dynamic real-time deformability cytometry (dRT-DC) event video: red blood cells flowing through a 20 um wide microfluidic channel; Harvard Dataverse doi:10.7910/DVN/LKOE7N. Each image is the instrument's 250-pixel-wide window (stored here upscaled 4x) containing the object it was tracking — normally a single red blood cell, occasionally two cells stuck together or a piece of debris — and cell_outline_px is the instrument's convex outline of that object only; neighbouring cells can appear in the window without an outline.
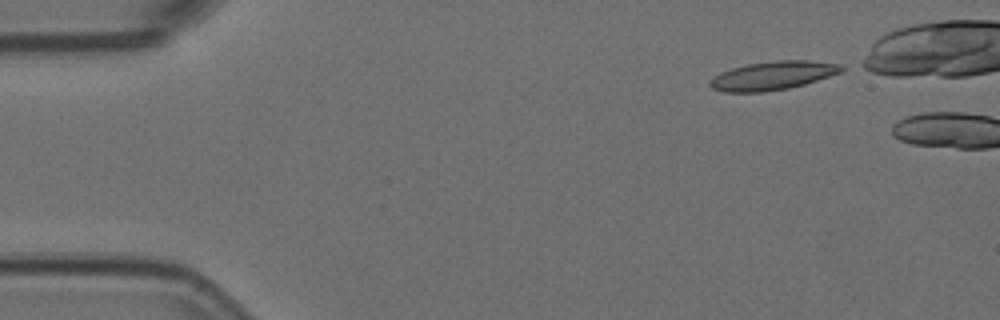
{"species": "Egyptian fruit bat (a non-hibernating species)", "species_latin": "Rousettus aegyptiacus", "temperature_condition": "room temperature", "stored_images_in_passage": 5, "camera_frame_rate_fps": 3000, "um_per_image_px": 0.085, "animal": {"sex": "female"}, "frame": {"image": 1, "passage_image": 1, "time_ms": 0.0, "image_size_px": [1000, 320], "cell_outline_px": [[848, 68], [840, 72], [804, 84], [788, 88], [764, 92], [724, 92], [712, 88], [708, 84], [708, 80], [720, 72], [732, 68], [748, 64], [780, 60], [808, 60], [840, 64]], "centroid_in_image_um": [65.66, 6.42], "position_along_channel_um": 19.3, "area_um2": 21.85}}